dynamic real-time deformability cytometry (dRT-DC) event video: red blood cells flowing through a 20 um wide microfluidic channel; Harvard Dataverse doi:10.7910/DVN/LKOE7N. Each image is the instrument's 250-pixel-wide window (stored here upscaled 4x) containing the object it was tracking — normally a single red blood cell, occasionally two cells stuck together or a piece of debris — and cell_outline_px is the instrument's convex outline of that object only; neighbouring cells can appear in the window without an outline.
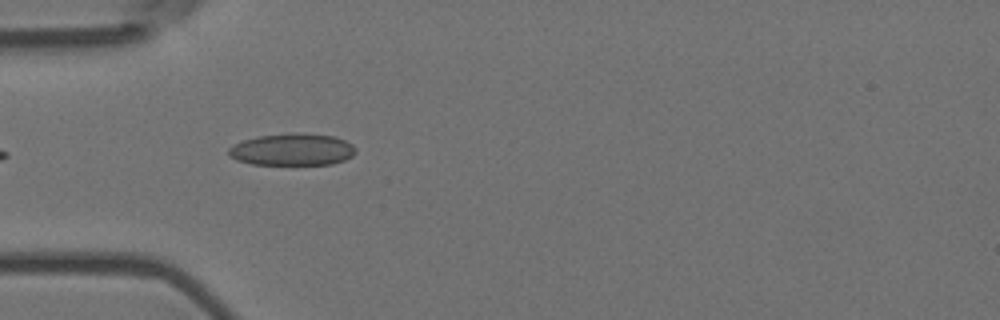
{"species": "Egyptian fruit bat (a non-hibernating species)", "species_latin": "Rousettus aegyptiacus", "temperature_condition": "room temperature", "stored_images_in_passage": 6, "camera_frame_rate_fps": 3000, "um_per_image_px": 0.085, "animal": {"sex": "female"}, "frame": {"image": 1, "passage_image": 5, "time_ms": 1.333, "image_size_px": [1000, 320], "cell_outline_px": [[356, 152], [352, 156], [344, 160], [332, 164], [252, 164], [236, 160], [228, 152], [228, 148], [232, 144], [244, 140], [260, 136], [332, 136], [344, 140], [352, 144], [356, 148]], "centroid_in_image_um": [24.84, 12.76], "position_along_channel_um": 60.2, "area_um2": 22.54}}
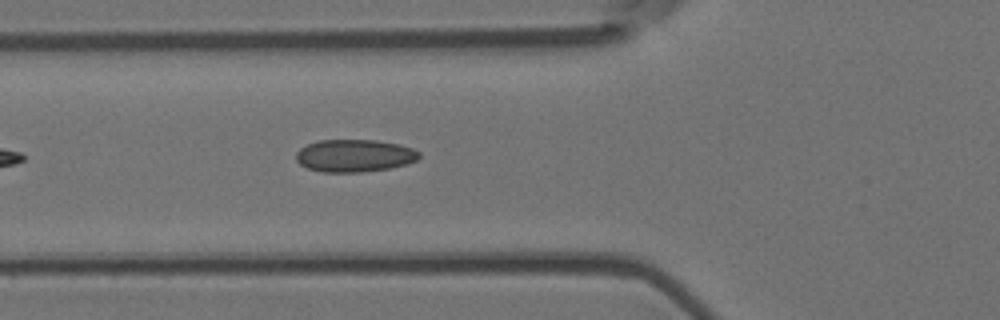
{"frame": {"image": 2, "passage_image": 6, "time_ms": 1.667, "image_size_px": [1000, 320], "cell_outline_px": [[420, 156], [416, 160], [408, 164], [388, 168], [360, 172], [320, 172], [308, 168], [300, 164], [296, 160], [296, 152], [300, 148], [308, 144], [320, 140], [376, 140], [400, 144], [412, 148], [420, 152]], "centroid_in_image_um": [30.13, 13.23], "position_along_channel_um": 95.7, "area_um2": 23.35}}